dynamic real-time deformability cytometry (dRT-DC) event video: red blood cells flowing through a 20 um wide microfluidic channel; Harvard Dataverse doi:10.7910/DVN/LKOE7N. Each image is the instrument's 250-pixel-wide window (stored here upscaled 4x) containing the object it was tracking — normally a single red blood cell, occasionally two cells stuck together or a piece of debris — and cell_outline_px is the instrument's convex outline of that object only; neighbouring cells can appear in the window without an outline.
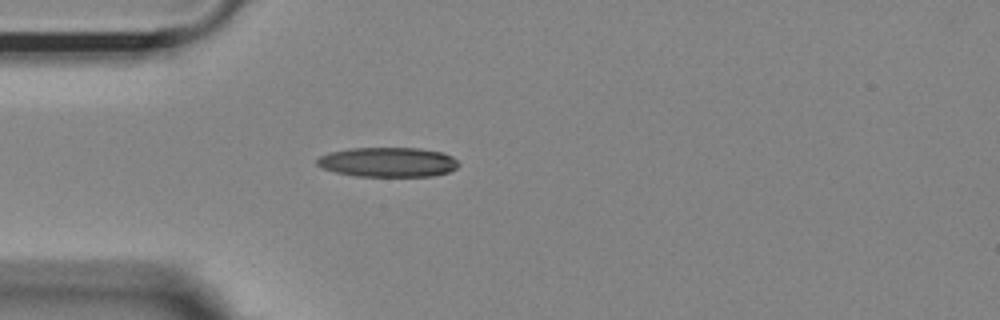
{"species": "Egyptian fruit bat (a non-hibernating species)", "species_latin": "Rousettus aegyptiacus", "temperature_condition": "room temperature", "stored_images_in_passage": 41, "camera_frame_rate_fps": 3000, "um_per_image_px": 0.085, "animal": {"sex": "female"}, "frame": {"image": 1, "passage_image": 1, "time_ms": 0.0, "image_size_px": [1000, 320], "cell_outline_px": [[460, 164], [456, 168], [448, 172], [432, 176], [356, 176], [336, 172], [324, 168], [316, 164], [316, 160], [320, 156], [328, 152], [352, 148], [420, 148], [444, 152], [452, 156]], "centroid_in_image_um": [32.99, 13.77], "position_along_channel_um": 52.0, "area_um2": 24.51}}
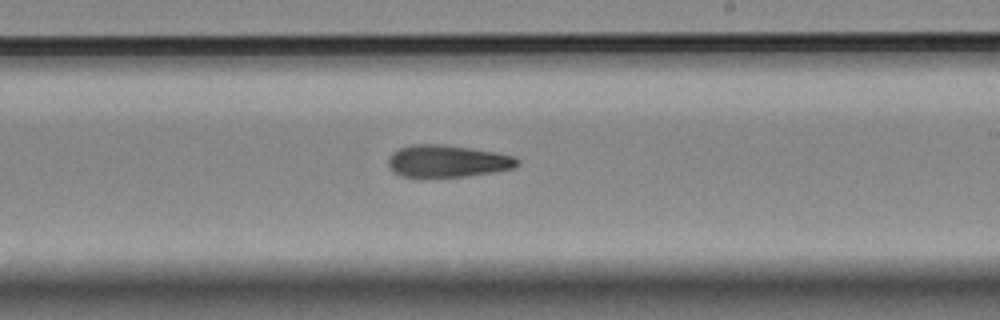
{"frame": {"image": 2, "passage_image": 18, "time_ms": 5.667, "image_size_px": [1000, 320], "cell_outline_px": [[520, 164], [512, 168], [492, 172], [468, 176], [420, 180], [400, 176], [392, 172], [388, 168], [388, 160], [392, 152], [400, 148], [412, 144], [440, 144], [496, 152], [516, 156], [520, 160]], "centroid_in_image_um": [37.97, 13.74], "position_along_channel_um": 251.0, "area_um2": 25.09}}
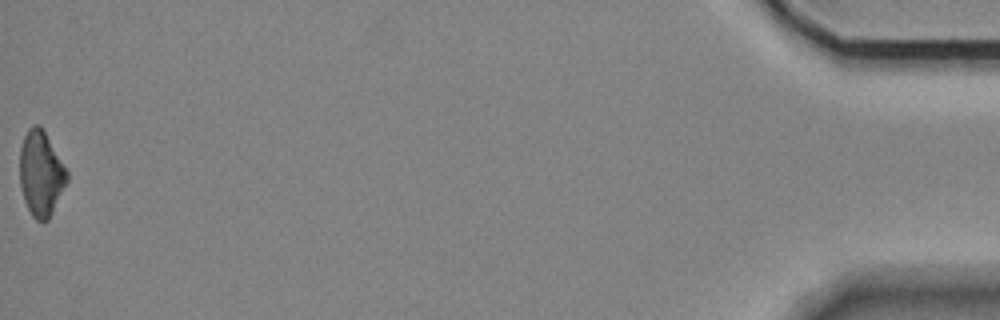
{"frame": {"image": 3, "passage_image": 41, "time_ms": 13.333, "image_size_px": [1000, 320], "cell_outline_px": [[68, 180], [48, 220], [36, 220], [32, 216], [24, 200], [20, 188], [20, 148], [24, 136], [28, 128], [32, 124], [36, 124], [44, 132], [68, 172]], "centroid_in_image_um": [3.46, 14.77], "position_along_channel_um": 431.7, "area_um2": 23.0}, "authors_computed_cell_mechanics": {"area_um2": 24.2182, "velocity_mm_per_s": 3.6346, "shape_relaxation_time_tau1_ms": null, "shape_relaxation_time_tau2_ms": 5.2727, "deformation_change_tau1": null, "deformation_change_tau2": 0.151}}